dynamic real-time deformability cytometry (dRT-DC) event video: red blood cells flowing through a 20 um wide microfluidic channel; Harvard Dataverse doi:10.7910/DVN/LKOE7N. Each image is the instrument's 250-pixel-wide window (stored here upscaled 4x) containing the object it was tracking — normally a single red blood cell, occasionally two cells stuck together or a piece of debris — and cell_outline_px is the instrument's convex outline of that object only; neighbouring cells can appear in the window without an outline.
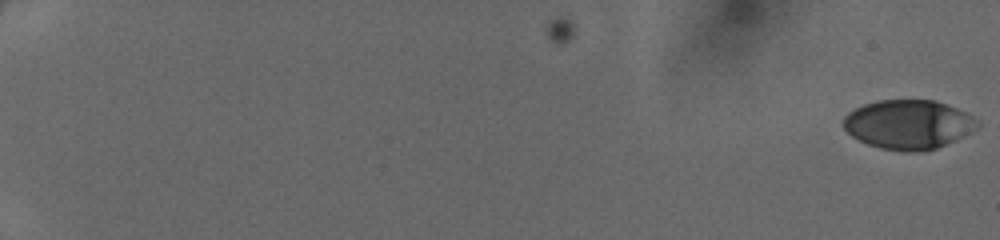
{"species": "human", "species_latin": "Homo sapiens", "temperature_condition": "cold", "stored_images_in_passage": 2, "camera_frame_rate_fps": 3000, "um_per_image_px": 0.085, "donor": {"sex": "female"}, "frame": {"image": 1, "passage_image": 2, "time_ms": 0.333, "image_size_px": [1000, 240], "cell_outline_px": [[980, 124], [972, 132], [956, 140], [936, 148], [920, 152], [908, 152], [880, 148], [868, 144], [852, 136], [844, 128], [844, 116], [848, 112], [864, 104], [876, 100], [936, 100], [956, 108], [980, 120]], "centroid_in_image_um": [77.23, 10.58], "position_along_channel_um": 7.8, "area_um2": 38.49}}